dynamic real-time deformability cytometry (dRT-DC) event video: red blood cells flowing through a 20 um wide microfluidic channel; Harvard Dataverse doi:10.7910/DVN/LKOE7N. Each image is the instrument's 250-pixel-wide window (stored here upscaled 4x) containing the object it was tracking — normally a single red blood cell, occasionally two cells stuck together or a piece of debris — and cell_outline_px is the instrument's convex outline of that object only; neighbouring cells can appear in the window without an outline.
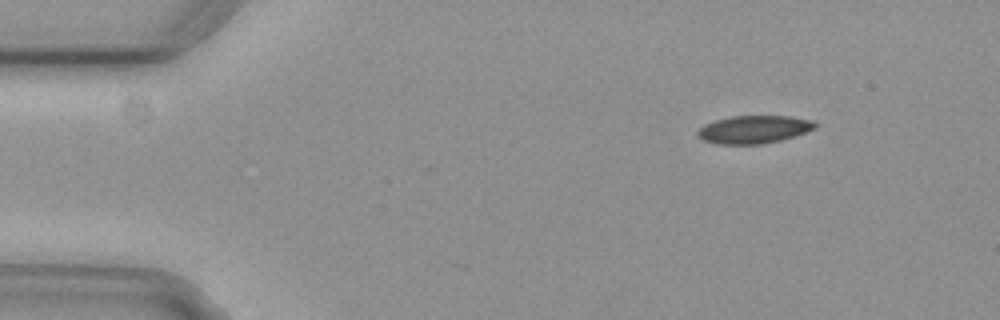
{"species": "common noctule bat (a hibernating species)", "species_latin": "Nyctalus noctula", "temperature_condition": "cold", "stored_images_in_passage": 4, "camera_frame_rate_fps": 3000, "um_per_image_px": 0.085, "animal": {"sex": "female", "body_mass_g": 29.2, "forearm_length_mm": 56.3}, "frame": {"image": 1, "passage_image": 1, "time_ms": 0.0, "image_size_px": [1000, 320], "cell_outline_px": [[816, 128], [796, 136], [764, 144], [716, 144], [704, 140], [696, 136], [696, 132], [704, 124], [716, 120], [732, 116], [788, 116], [812, 120], [816, 124]], "centroid_in_image_um": [64.07, 11.01], "position_along_channel_um": 20.9, "area_um2": 19.13}}
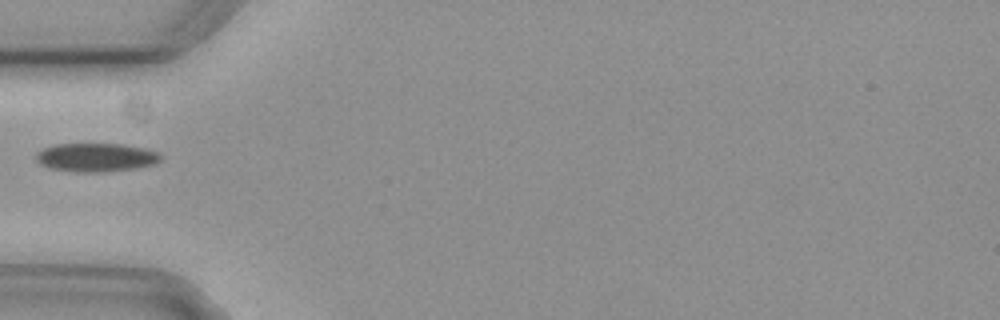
{"frame": {"image": 2, "passage_image": 4, "time_ms": 1.0, "image_size_px": [1000, 320], "cell_outline_px": [[164, 156], [160, 160], [152, 164], [136, 168], [104, 172], [76, 172], [48, 168], [40, 164], [36, 160], [36, 152], [44, 148], [56, 144], [124, 144], [148, 148], [160, 152]], "centroid_in_image_um": [8.19, 13.37], "position_along_channel_um": 76.8, "area_um2": 21.04}}